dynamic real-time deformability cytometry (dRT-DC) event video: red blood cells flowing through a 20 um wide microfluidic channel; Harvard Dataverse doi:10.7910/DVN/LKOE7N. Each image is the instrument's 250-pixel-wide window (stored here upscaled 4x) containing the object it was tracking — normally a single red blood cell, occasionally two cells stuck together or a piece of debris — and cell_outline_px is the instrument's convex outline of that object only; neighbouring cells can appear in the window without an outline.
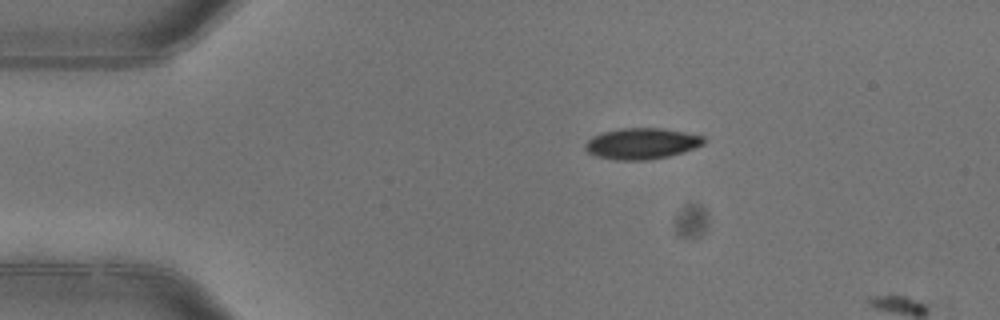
{"species": "common noctule bat (a hibernating species)", "species_latin": "Nyctalus noctula", "temperature_condition": "warm", "stored_images_in_passage": 2, "camera_frame_rate_fps": 3000, "um_per_image_px": 0.085, "animal": {"sex": "female"}, "frame": {"image": 1, "passage_image": 1, "time_ms": 0.0, "image_size_px": [1000, 320], "cell_outline_px": [[704, 144], [684, 152], [668, 156], [648, 160], [616, 160], [596, 156], [588, 152], [584, 148], [584, 144], [592, 136], [604, 132], [620, 128], [664, 128], [704, 136]], "centroid_in_image_um": [54.53, 12.2], "position_along_channel_um": 30.5, "area_um2": 21.5}}